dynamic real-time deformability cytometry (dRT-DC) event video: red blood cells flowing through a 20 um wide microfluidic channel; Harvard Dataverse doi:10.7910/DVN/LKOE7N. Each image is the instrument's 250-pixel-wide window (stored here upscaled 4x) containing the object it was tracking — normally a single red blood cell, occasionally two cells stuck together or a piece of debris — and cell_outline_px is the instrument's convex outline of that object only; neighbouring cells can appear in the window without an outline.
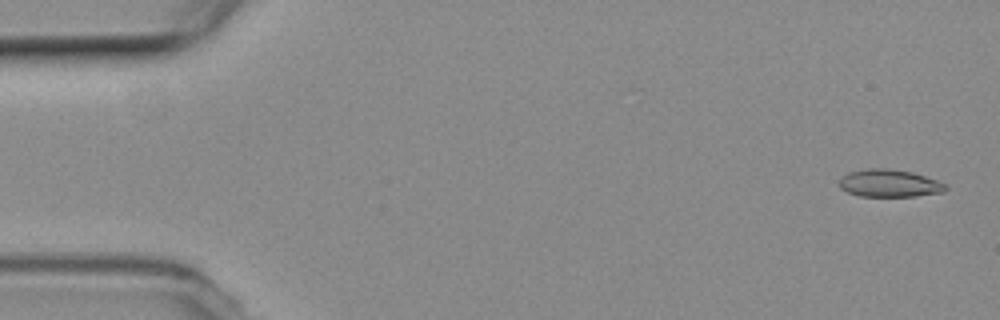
{"species": "common noctule bat (a hibernating species)", "species_latin": "Nyctalus noctula", "temperature_condition": "room temperature", "stored_images_in_passage": 54, "camera_frame_rate_fps": 3000, "um_per_image_px": 0.085, "animal": {"sex": "female", "body_mass_g": 19.3, "forearm_length_mm": 54.1}, "frame": {"image": 1, "passage_image": 2, "time_ms": 0.333, "image_size_px": [1000, 320], "cell_outline_px": [[948, 188], [944, 192], [916, 196], [860, 196], [848, 192], [840, 188], [840, 176], [848, 172], [868, 168], [884, 168], [912, 172], [936, 180], [944, 184]], "centroid_in_image_um": [75.57, 15.58], "position_along_channel_um": 9.4, "area_um2": 16.99}}
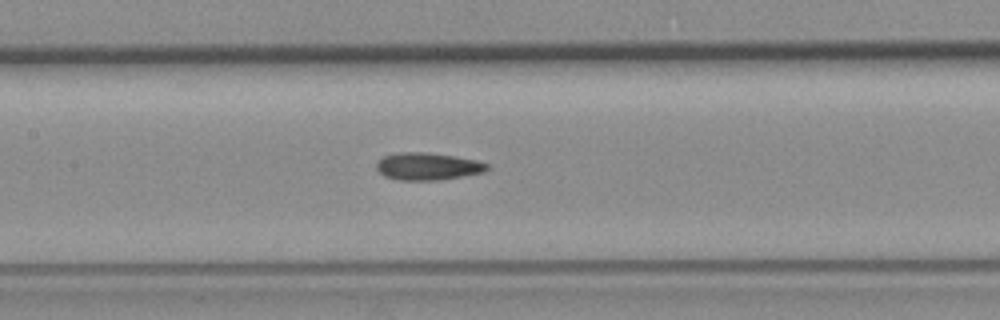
{"frame": {"image": 2, "passage_image": 25, "time_ms": 8.0, "image_size_px": [1000, 320], "cell_outline_px": [[488, 168], [484, 172], [440, 180], [396, 180], [384, 176], [376, 168], [376, 164], [384, 156], [396, 152], [424, 152], [456, 156], [476, 160], [488, 164]], "centroid_in_image_um": [36.34, 14.14], "position_along_channel_um": 171.1, "area_um2": 17.63}}
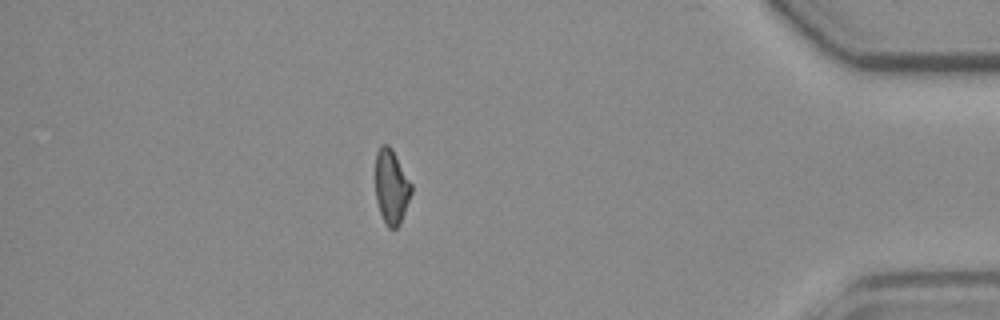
{"frame": {"image": 3, "passage_image": 47, "time_ms": 15.333, "image_size_px": [1000, 320], "cell_outline_px": [[412, 192], [400, 224], [396, 228], [388, 228], [380, 212], [376, 200], [376, 152], [380, 144], [388, 144], [392, 148], [412, 184]], "centroid_in_image_um": [33.27, 15.85], "position_along_channel_um": 401.9, "area_um2": 15.61}, "authors_computed_cell_mechanics": {"area_um2": 16.9932, "velocity_mm_per_s": 3.7903, "shape_relaxation_time_tau1_ms": null, "shape_relaxation_time_tau2_ms": 10.3815, "deformation_change_tau1": null, "deformation_change_tau2": 0.2013}}